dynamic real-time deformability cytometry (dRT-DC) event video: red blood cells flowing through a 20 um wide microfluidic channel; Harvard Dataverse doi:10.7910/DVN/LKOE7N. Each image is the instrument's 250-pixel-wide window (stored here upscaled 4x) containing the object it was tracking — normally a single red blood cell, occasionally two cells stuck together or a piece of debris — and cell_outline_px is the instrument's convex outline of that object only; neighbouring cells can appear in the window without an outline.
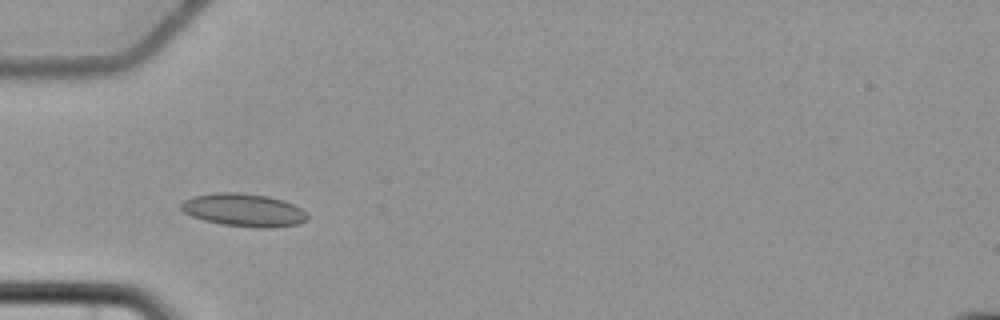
{"species": "common noctule bat (a hibernating species)", "species_latin": "Nyctalus noctula", "temperature_condition": "cold", "stored_images_in_passage": 5, "camera_frame_rate_fps": 3000, "um_per_image_px": 0.085, "animal": {"sex": "female", "body_mass_g": 22.7, "forearm_length_mm": 54.2}, "frame": {"image": 1, "passage_image": 3, "time_ms": 2.333, "image_size_px": [1000, 320], "cell_outline_px": [[308, 220], [300, 224], [268, 228], [260, 228], [224, 224], [204, 220], [192, 216], [184, 212], [180, 208], [180, 204], [184, 200], [192, 196], [216, 192], [236, 192], [268, 196], [284, 200], [300, 208], [308, 216]], "centroid_in_image_um": [20.72, 17.85], "position_along_channel_um": 64.3, "area_um2": 24.22}}
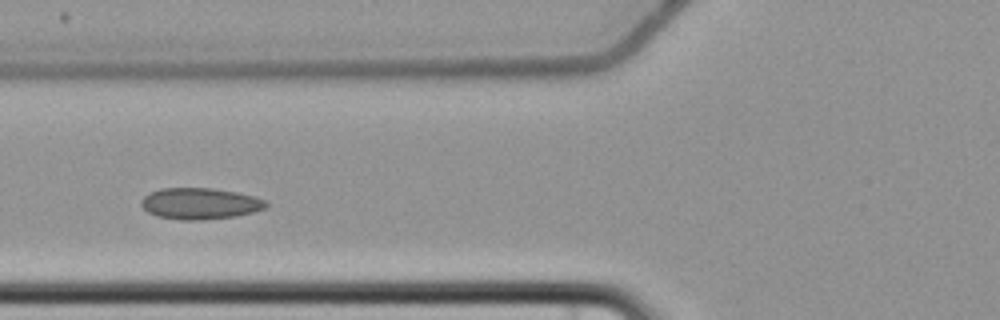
{"frame": {"image": 2, "passage_image": 4, "time_ms": 3.667, "image_size_px": [1000, 320], "cell_outline_px": [[268, 204], [264, 208], [252, 212], [236, 216], [204, 220], [180, 220], [156, 216], [148, 212], [140, 204], [140, 200], [148, 192], [160, 188], [212, 188], [236, 192], [256, 196], [264, 200]], "centroid_in_image_um": [16.96, 17.3], "position_along_channel_um": 108.8, "area_um2": 22.95}}
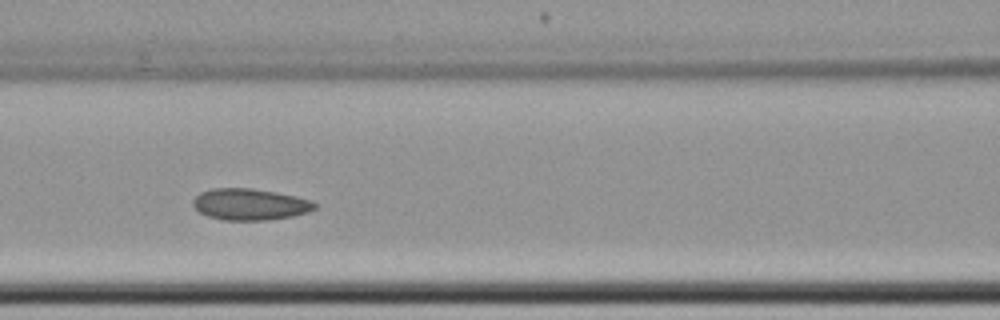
{"frame": {"image": 3, "passage_image": 5, "time_ms": 4.667, "image_size_px": [1000, 320], "cell_outline_px": [[316, 208], [308, 212], [292, 216], [268, 220], [224, 220], [208, 216], [200, 212], [192, 204], [192, 200], [200, 192], [212, 188], [252, 188], [276, 192], [296, 196], [312, 200], [316, 204]], "centroid_in_image_um": [21.25, 17.36], "position_along_channel_um": 145.4, "area_um2": 22.37}}